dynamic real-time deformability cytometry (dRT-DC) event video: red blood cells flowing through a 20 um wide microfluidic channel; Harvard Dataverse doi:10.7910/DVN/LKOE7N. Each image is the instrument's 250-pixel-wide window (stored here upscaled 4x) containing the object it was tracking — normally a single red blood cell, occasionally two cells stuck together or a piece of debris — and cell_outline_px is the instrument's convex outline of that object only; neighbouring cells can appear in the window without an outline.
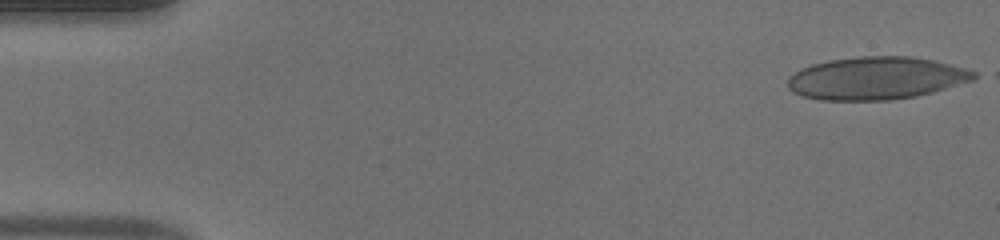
{"species": "human", "species_latin": "Homo sapiens", "temperature_condition": "warm", "stored_images_in_passage": 52, "camera_frame_rate_fps": 3000, "um_per_image_px": 0.085, "donor": {"sex": "male"}, "frame": {"image": 1, "passage_image": 1, "time_ms": 0.0, "image_size_px": [1000, 240], "cell_outline_px": [[980, 76], [972, 80], [932, 92], [916, 96], [892, 100], [820, 100], [804, 96], [792, 92], [788, 88], [788, 76], [800, 68], [812, 64], [828, 60], [860, 56], [912, 56], [932, 60], [964, 68], [976, 72]], "centroid_in_image_um": [74.44, 6.64], "position_along_channel_um": 10.6, "area_um2": 46.36}}
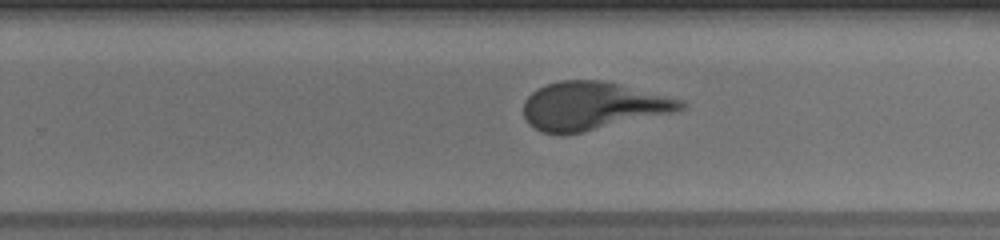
{"frame": {"image": 2, "passage_image": 33, "time_ms": 10.667, "image_size_px": [1000, 240], "cell_outline_px": [[688, 104], [684, 108], [672, 112], [564, 136], [560, 136], [540, 132], [528, 124], [524, 116], [524, 100], [536, 88], [560, 80], [600, 80], [620, 84], [684, 100]], "centroid_in_image_um": [50.31, 9.01], "position_along_channel_um": 279.5, "area_um2": 44.04}}
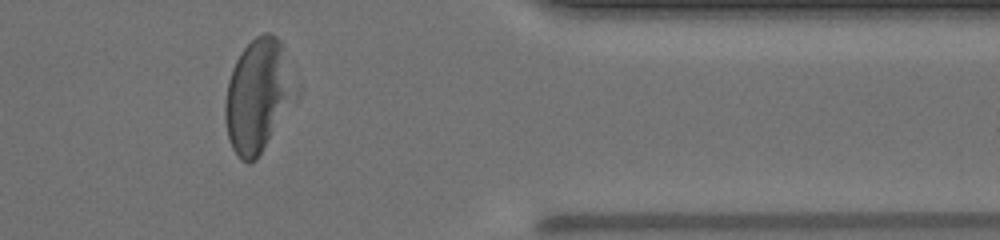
{"frame": {"image": 3, "passage_image": 43, "time_ms": 14.0, "image_size_px": [1000, 240], "cell_outline_px": [[300, 96], [256, 160], [248, 164], [240, 160], [232, 148], [228, 136], [224, 116], [224, 104], [228, 80], [232, 68], [240, 52], [256, 36], [264, 32], [272, 32], [280, 40], [300, 92]], "centroid_in_image_um": [21.97, 8.15], "position_along_channel_um": 389.4, "area_um2": 47.28}, "authors_computed_cell_mechanics": {"area_um2": 44.795, "velocity_mm_per_s": 3.842, "shape_relaxation_time_tau1_ms": 4.4897, "shape_relaxation_time_tau2_ms": 0.9163, "deformation_change_tau1": 0.2184, "deformation_change_tau2": 0.0965}}